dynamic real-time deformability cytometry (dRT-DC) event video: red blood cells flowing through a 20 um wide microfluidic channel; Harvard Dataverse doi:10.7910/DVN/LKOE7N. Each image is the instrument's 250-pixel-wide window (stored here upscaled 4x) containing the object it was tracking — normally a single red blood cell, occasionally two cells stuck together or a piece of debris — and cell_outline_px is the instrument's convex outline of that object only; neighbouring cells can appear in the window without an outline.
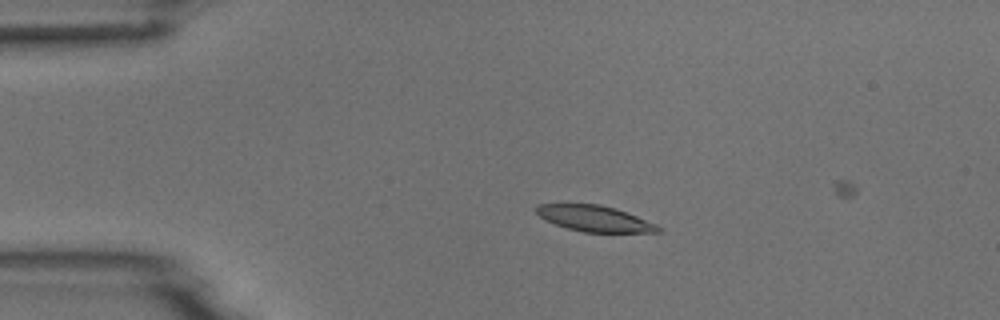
{"species": "common noctule bat (a hibernating species)", "species_latin": "Nyctalus noctula", "temperature_condition": "room temperature", "stored_images_in_passage": 5, "camera_frame_rate_fps": 3000, "um_per_image_px": 0.085, "animal": {"sex": "male", "body_mass_g": 18.8}, "frame": {"image": 1, "passage_image": 3, "time_ms": 3.333, "image_size_px": [1000, 320], "cell_outline_px": [[660, 232], [584, 232], [568, 228], [544, 220], [536, 212], [536, 204], [600, 204], [616, 208], [656, 224], [660, 228]], "centroid_in_image_um": [50.51, 18.57], "position_along_channel_um": 34.5, "area_um2": 18.21}}